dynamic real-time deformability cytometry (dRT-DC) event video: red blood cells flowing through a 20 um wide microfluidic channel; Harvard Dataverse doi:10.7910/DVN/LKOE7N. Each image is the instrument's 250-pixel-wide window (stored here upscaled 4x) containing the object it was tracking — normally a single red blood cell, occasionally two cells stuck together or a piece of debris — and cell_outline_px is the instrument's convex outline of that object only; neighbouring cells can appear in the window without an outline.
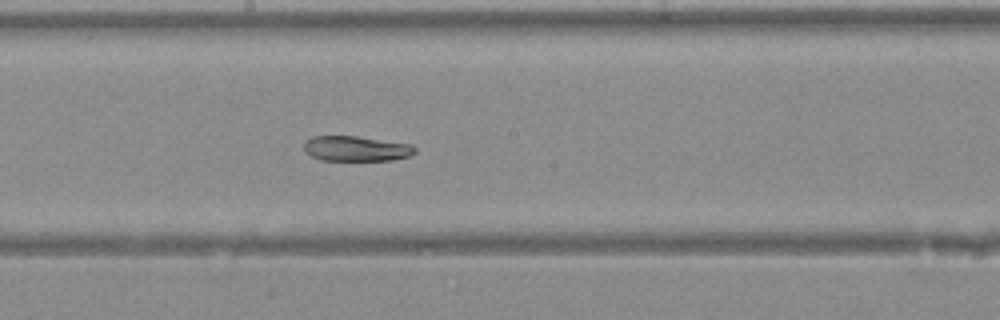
{"species": "Egyptian fruit bat (a non-hibernating species)", "species_latin": "Rousettus aegyptiacus", "temperature_condition": "warm", "stored_images_in_passage": 33, "camera_frame_rate_fps": 3000, "um_per_image_px": 0.085, "animal": {"sex": "female"}, "frame": {"image": 1, "passage_image": 14, "time_ms": 4.333, "image_size_px": [1000, 320], "cell_outline_px": [[416, 152], [408, 156], [392, 160], [320, 160], [304, 152], [304, 140], [312, 136], [356, 136], [412, 144], [416, 148]], "centroid_in_image_um": [30.25, 12.62], "position_along_channel_um": 218.0, "area_um2": 16.36}}
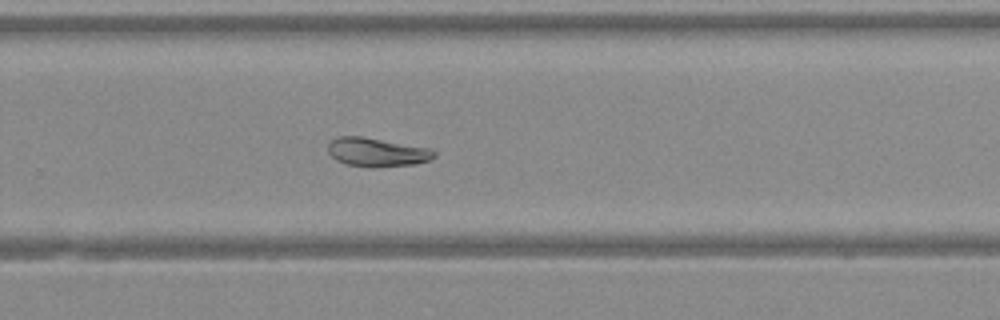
{"frame": {"image": 2, "passage_image": 19, "time_ms": 6.0, "image_size_px": [1000, 320], "cell_outline_px": [[436, 156], [432, 160], [412, 164], [368, 168], [344, 164], [336, 160], [328, 152], [328, 144], [336, 136], [360, 136], [432, 148], [436, 152]], "centroid_in_image_um": [32.04, 12.94], "position_along_channel_um": 297.8, "area_um2": 18.03}}
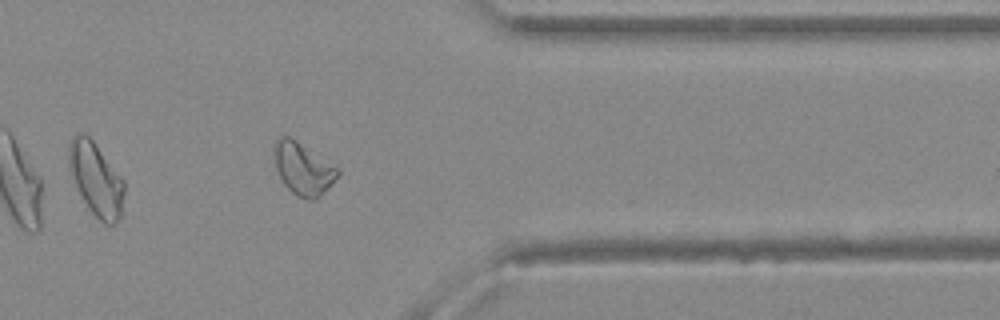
{"frame": {"image": 3, "passage_image": 25, "time_ms": 8.0, "image_size_px": [1000, 320], "cell_outline_px": [[340, 172], [320, 196], [316, 200], [308, 200], [296, 196], [284, 184], [276, 168], [276, 140], [280, 136], [288, 136], [296, 140], [340, 168]], "centroid_in_image_um": [25.79, 14.36], "position_along_channel_um": 385.6, "area_um2": 18.9}}